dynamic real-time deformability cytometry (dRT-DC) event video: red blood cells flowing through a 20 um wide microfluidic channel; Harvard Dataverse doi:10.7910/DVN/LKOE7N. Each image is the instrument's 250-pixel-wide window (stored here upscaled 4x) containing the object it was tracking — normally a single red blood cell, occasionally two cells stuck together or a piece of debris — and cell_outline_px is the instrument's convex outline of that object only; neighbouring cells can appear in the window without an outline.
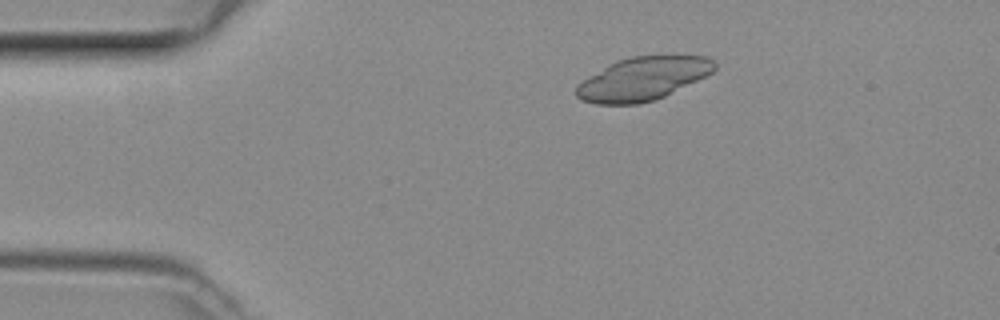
{"species": "common noctule bat (a hibernating species)", "species_latin": "Nyctalus noctula", "temperature_condition": "room temperature", "stored_images_in_passage": 47, "camera_frame_rate_fps": 3000, "um_per_image_px": 0.085, "animal": {"sex": "female", "body_mass_g": 29.2, "forearm_length_mm": 56.3}, "frame": {"image": 1, "passage_image": 8, "time_ms": 2.333, "image_size_px": [1000, 320], "cell_outline_px": [[716, 68], [712, 72], [656, 100], [636, 104], [596, 104], [580, 100], [576, 96], [576, 84], [588, 76], [608, 64], [616, 60], [632, 56], [708, 56], [716, 64]], "centroid_in_image_um": [54.58, 6.7], "position_along_channel_um": 30.4, "area_um2": 34.68}}